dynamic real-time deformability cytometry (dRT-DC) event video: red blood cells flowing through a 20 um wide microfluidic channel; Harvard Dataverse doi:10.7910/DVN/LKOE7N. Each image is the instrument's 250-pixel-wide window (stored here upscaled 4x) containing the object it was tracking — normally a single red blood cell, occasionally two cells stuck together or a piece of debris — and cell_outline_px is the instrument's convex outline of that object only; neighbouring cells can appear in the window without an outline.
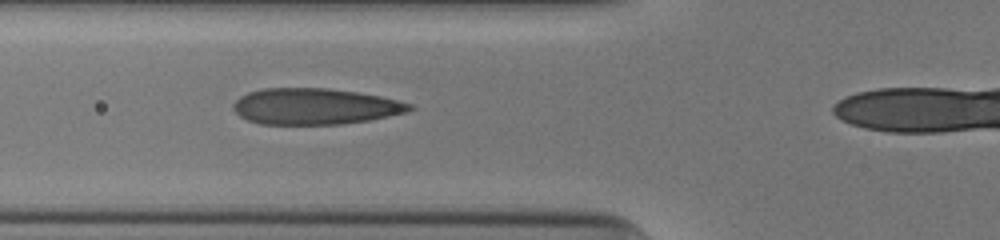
{"species": "human", "species_latin": "Homo sapiens", "temperature_condition": "cold", "stored_images_in_passage": 37, "camera_frame_rate_fps": 3000, "um_per_image_px": 0.085, "donor": {"sex": "male"}, "frame": {"image": 1, "passage_image": 11, "time_ms": 3.333, "image_size_px": [1000, 240], "cell_outline_px": [[416, 108], [408, 112], [368, 120], [340, 124], [260, 124], [248, 120], [240, 116], [232, 108], [232, 104], [240, 96], [248, 92], [264, 88], [328, 88], [356, 92], [380, 96], [412, 104]], "centroid_in_image_um": [26.76, 9.04], "position_along_channel_um": 99.0, "area_um2": 37.11}}
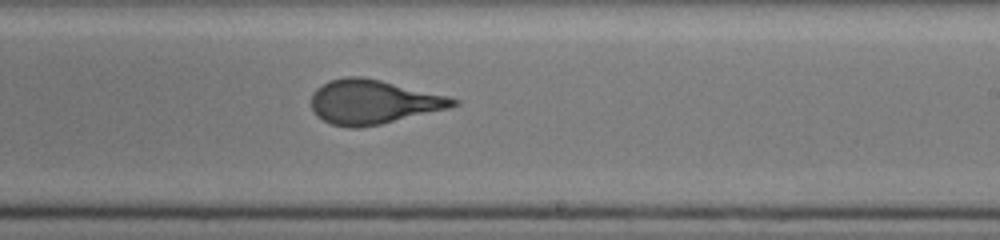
{"frame": {"image": 2, "passage_image": 23, "time_ms": 7.333, "image_size_px": [1000, 240], "cell_outline_px": [[460, 104], [448, 108], [380, 124], [356, 128], [348, 128], [332, 124], [324, 120], [312, 108], [312, 92], [320, 84], [328, 80], [344, 76], [364, 76], [448, 96], [460, 100]], "centroid_in_image_um": [31.7, 8.64], "position_along_channel_um": 257.3, "area_um2": 36.41}}
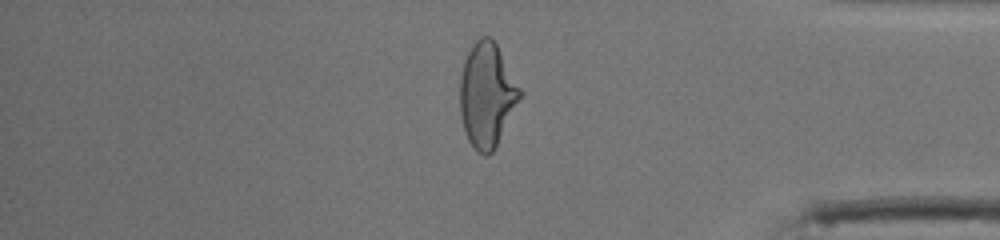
{"frame": {"image": 3, "passage_image": 35, "time_ms": 11.333, "image_size_px": [1000, 240], "cell_outline_px": [[520, 96], [492, 152], [488, 156], [484, 156], [476, 152], [468, 140], [464, 128], [460, 112], [460, 76], [464, 60], [472, 44], [480, 36], [492, 36], [520, 88]], "centroid_in_image_um": [41.34, 8.04], "position_along_channel_um": 393.9, "area_um2": 35.78}, "authors_computed_cell_mechanics": {"area_um2": 36.5296, "velocity_mm_per_s": 3.964, "shape_relaxation_time_tau1_ms": 4.6968, "shape_relaxation_time_tau2_ms": null, "deformation_change_tau1": 0.1998, "deformation_change_tau2": null}}